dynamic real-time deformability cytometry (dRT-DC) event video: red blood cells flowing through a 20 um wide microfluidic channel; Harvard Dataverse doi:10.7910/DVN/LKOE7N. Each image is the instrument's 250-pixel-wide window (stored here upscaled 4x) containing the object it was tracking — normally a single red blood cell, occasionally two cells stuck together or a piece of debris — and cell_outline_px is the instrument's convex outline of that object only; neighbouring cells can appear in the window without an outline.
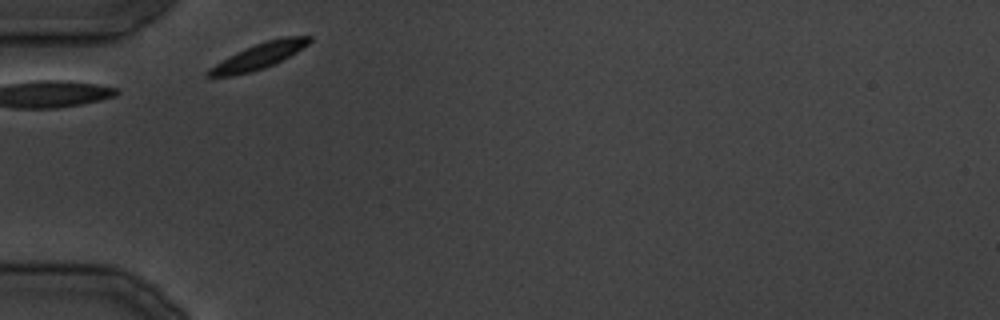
{"species": "common noctule bat (a hibernating species)", "species_latin": "Nyctalus noctula", "temperature_condition": "cold", "stored_images_in_passage": 20, "camera_frame_rate_fps": 3000, "um_per_image_px": 0.085, "animal": {"sex": "male", "body_mass_g": 19.5, "forearm_length_mm": 54.6}, "frame": {"image": 1, "passage_image": 1, "time_ms": 0.0, "image_size_px": [1000, 320], "cell_outline_px": [[312, 40], [308, 44], [296, 52], [264, 68], [232, 76], [204, 76], [204, 72], [208, 68], [228, 56], [244, 48], [268, 40], [284, 36], [312, 36]], "centroid_in_image_um": [21.95, 4.77], "position_along_channel_um": 63.1, "area_um2": 14.97}}
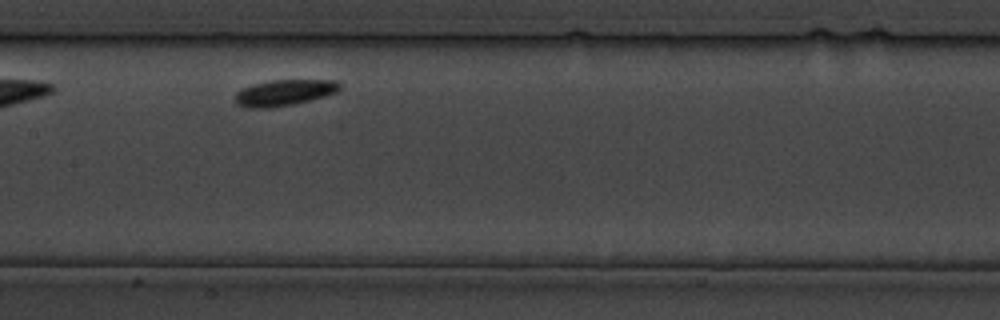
{"frame": {"image": 2, "passage_image": 9, "time_ms": 9.0, "image_size_px": [1000, 320], "cell_outline_px": [[340, 88], [336, 92], [328, 96], [312, 100], [292, 104], [268, 108], [244, 108], [236, 104], [236, 92], [244, 88], [256, 84], [272, 80], [336, 80], [340, 84]], "centroid_in_image_um": [24.19, 7.89], "position_along_channel_um": 183.2, "area_um2": 15.84}}
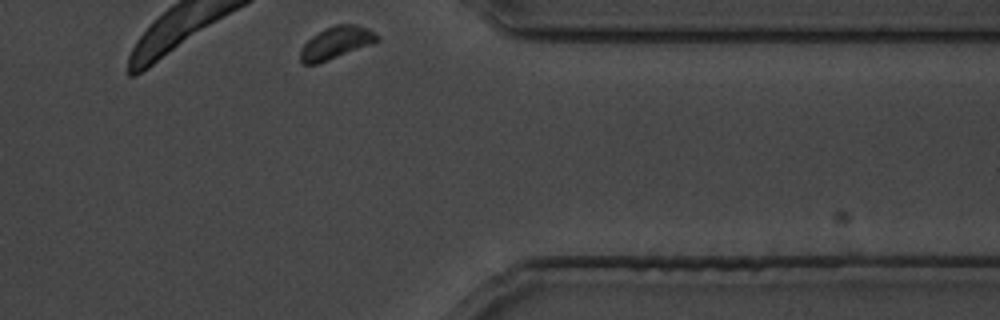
{"frame": {"image": 3, "passage_image": 20, "time_ms": 23.667, "image_size_px": [1000, 320], "cell_outline_px": [[380, 40], [372, 44], [316, 64], [304, 64], [300, 60], [300, 48], [312, 36], [324, 28], [336, 24], [356, 24], [368, 28], [380, 36]], "centroid_in_image_um": [28.58, 3.61], "position_along_channel_um": 382.8, "area_um2": 14.45}}